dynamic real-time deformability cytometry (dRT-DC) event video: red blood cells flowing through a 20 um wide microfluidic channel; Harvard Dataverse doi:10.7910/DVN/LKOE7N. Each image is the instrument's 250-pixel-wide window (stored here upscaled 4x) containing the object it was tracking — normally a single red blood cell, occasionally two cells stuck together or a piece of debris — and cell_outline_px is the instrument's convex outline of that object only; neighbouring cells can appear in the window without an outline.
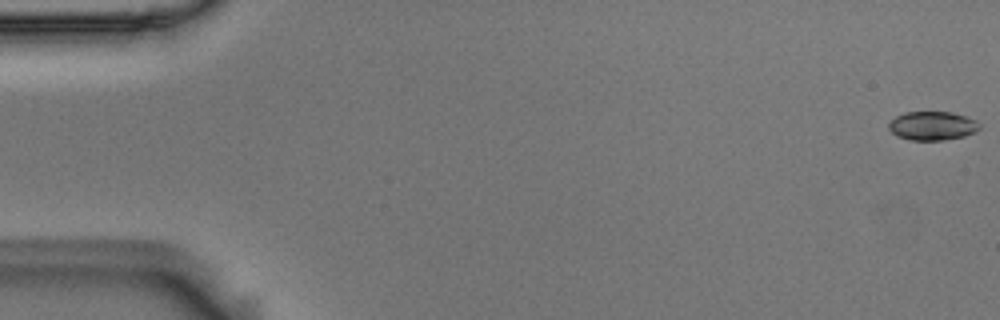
{"species": "Egyptian fruit bat (a non-hibernating species)", "species_latin": "Rousettus aegyptiacus", "temperature_condition": "room temperature", "stored_images_in_passage": 53, "camera_frame_rate_fps": 3000, "um_per_image_px": 0.085, "animal": {"sex": "male"}, "frame": {"image": 1, "passage_image": 1, "time_ms": 0.0, "image_size_px": [1000, 320], "cell_outline_px": [[980, 128], [976, 132], [964, 136], [944, 140], [908, 140], [896, 136], [888, 128], [888, 124], [896, 116], [904, 112], [952, 112], [976, 120], [980, 124]], "centroid_in_image_um": [79.25, 10.7], "position_along_channel_um": 5.8, "area_um2": 15.32}}
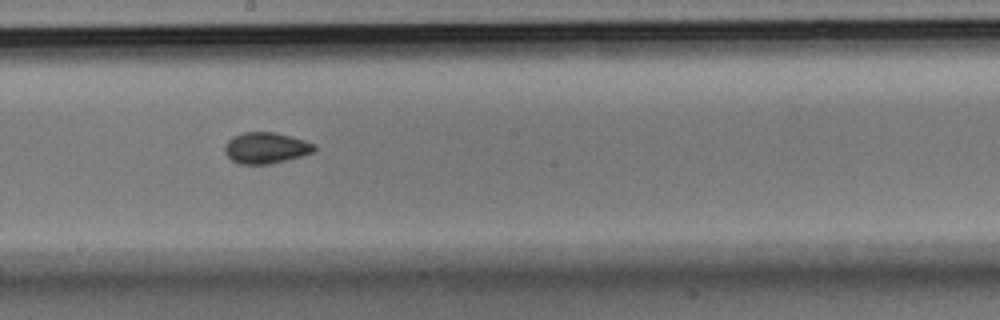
{"frame": {"image": 2, "passage_image": 31, "time_ms": 10.0, "image_size_px": [1000, 320], "cell_outline_px": [[316, 152], [268, 164], [240, 164], [232, 160], [224, 152], [224, 148], [228, 140], [232, 136], [244, 132], [276, 132], [304, 140], [316, 144]], "centroid_in_image_um": [22.61, 12.56], "position_along_channel_um": 225.6, "area_um2": 16.24}}
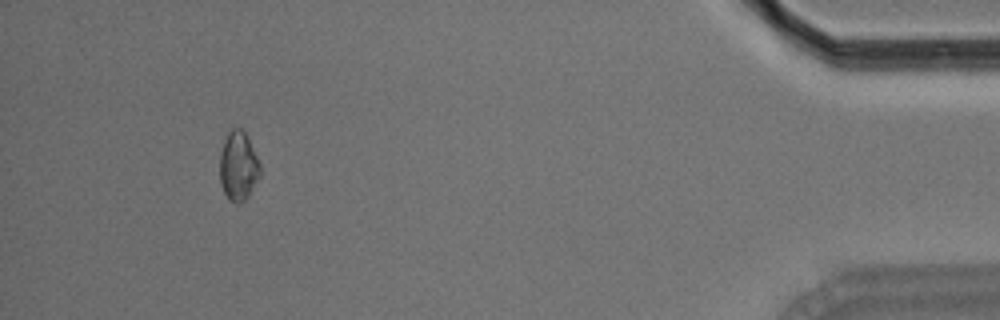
{"frame": {"image": 3, "passage_image": 52, "time_ms": 17.0, "image_size_px": [1000, 320], "cell_outline_px": [[260, 176], [248, 196], [240, 204], [236, 204], [228, 200], [220, 184], [220, 152], [224, 140], [228, 132], [232, 128], [240, 128], [244, 132], [260, 164]], "centroid_in_image_um": [20.23, 14.16], "position_along_channel_um": 415.0, "area_um2": 16.18}}